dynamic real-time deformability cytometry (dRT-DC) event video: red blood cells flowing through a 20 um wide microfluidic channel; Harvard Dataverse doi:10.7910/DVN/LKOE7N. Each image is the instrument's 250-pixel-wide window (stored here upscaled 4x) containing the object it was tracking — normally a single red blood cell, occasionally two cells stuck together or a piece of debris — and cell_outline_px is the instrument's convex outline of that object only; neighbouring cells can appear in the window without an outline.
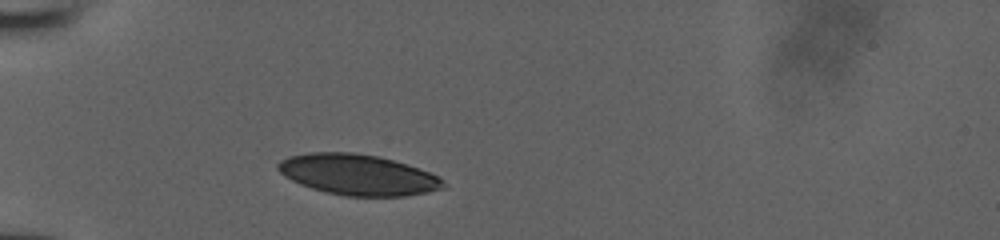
{"species": "human", "species_latin": "Homo sapiens", "temperature_condition": "room temperature", "stored_images_in_passage": 16, "camera_frame_rate_fps": 3000, "um_per_image_px": 0.085, "donor": {"sex": "male"}, "frame": {"image": 1, "passage_image": 1, "time_ms": 0.0, "image_size_px": [1000, 240], "cell_outline_px": [[448, 188], [404, 196], [344, 196], [312, 188], [300, 184], [284, 176], [276, 168], [276, 164], [280, 160], [288, 156], [308, 152], [352, 152], [376, 156], [408, 164], [428, 172], [444, 180]], "centroid_in_image_um": [30.41, 14.85], "position_along_channel_um": 54.6, "area_um2": 39.25}}
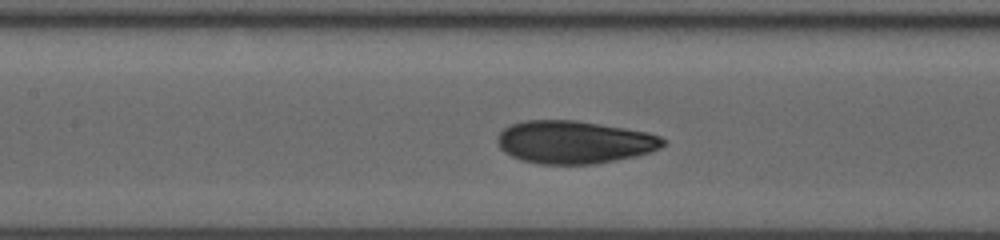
{"frame": {"image": 2, "passage_image": 10, "time_ms": 3.0, "image_size_px": [1000, 240], "cell_outline_px": [[668, 144], [660, 148], [636, 156], [592, 164], [540, 164], [520, 160], [504, 152], [500, 148], [496, 140], [496, 136], [504, 128], [512, 124], [524, 120], [576, 120], [648, 132], [660, 136], [668, 140]], "centroid_in_image_um": [48.81, 12.08], "position_along_channel_um": 158.6, "area_um2": 41.5}}
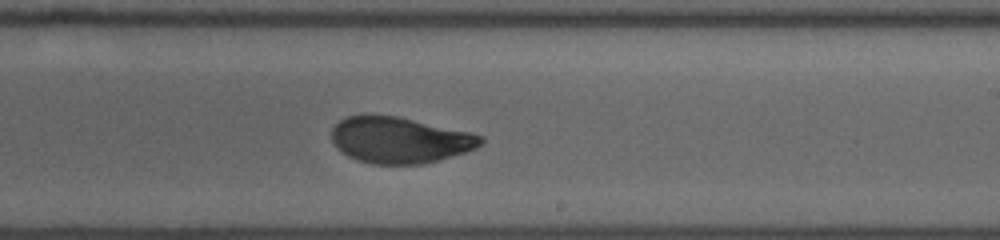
{"frame": {"image": 3, "passage_image": 16, "time_ms": 5.0, "image_size_px": [1000, 240], "cell_outline_px": [[484, 140], [476, 148], [464, 152], [424, 164], [372, 164], [356, 160], [348, 156], [336, 148], [332, 140], [332, 128], [340, 120], [348, 116], [396, 116], [472, 132], [484, 136]], "centroid_in_image_um": [33.98, 11.91], "position_along_channel_um": 255.0, "area_um2": 39.88}}